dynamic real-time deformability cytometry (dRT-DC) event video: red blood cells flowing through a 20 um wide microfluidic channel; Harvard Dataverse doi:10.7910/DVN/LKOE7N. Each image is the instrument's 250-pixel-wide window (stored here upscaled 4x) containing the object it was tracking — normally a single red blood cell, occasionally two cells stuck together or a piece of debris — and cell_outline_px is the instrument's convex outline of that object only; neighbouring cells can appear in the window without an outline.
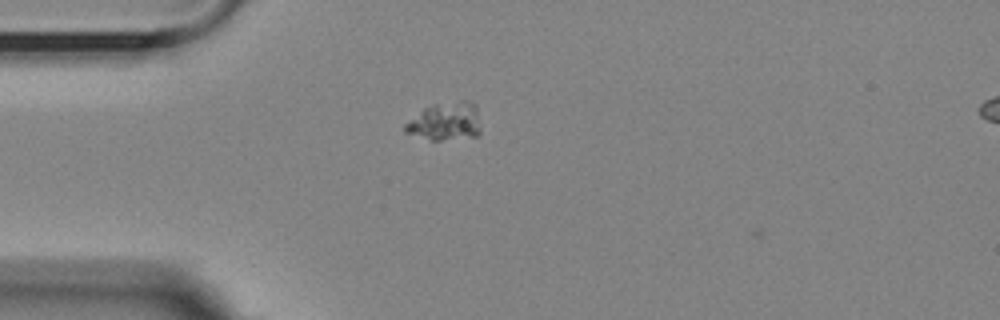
{"species": "Egyptian fruit bat (a non-hibernating species)", "species_latin": "Rousettus aegyptiacus", "temperature_condition": "room temperature", "stored_images_in_passage": 2, "camera_frame_rate_fps": 3000, "um_per_image_px": 0.085, "animal": {"sex": "female"}, "frame": {"image": 1, "passage_image": 1, "time_ms": 0.0, "image_size_px": [1000, 320], "cell_outline_px": [[480, 132], [476, 136], [440, 140], [432, 140], [404, 132], [404, 124], [424, 108], [432, 104], [460, 100], [472, 100], [476, 104], [480, 128]], "centroid_in_image_um": [37.88, 10.3], "position_along_channel_um": 47.1, "area_um2": 16.88}}